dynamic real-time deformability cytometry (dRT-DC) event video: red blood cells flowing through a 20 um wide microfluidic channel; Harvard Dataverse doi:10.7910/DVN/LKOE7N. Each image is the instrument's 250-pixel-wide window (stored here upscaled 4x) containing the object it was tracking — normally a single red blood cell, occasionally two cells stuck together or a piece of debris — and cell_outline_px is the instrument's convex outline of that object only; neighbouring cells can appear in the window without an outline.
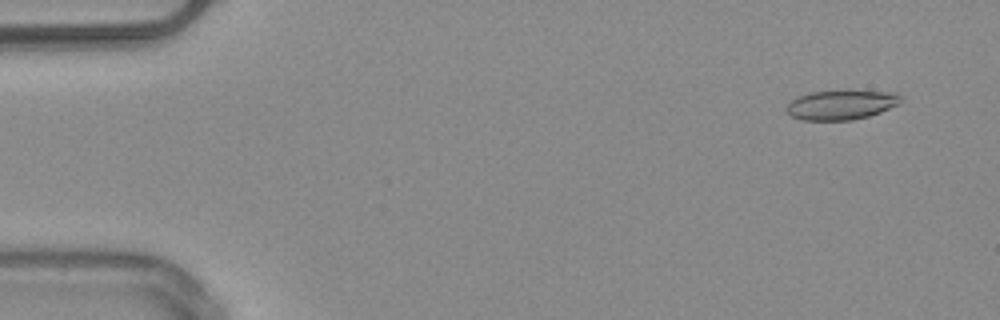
{"species": "common noctule bat (a hibernating species)", "species_latin": "Nyctalus noctula", "temperature_condition": "warm", "stored_images_in_passage": 49, "camera_frame_rate_fps": 3000, "um_per_image_px": 0.085, "animal": {"sex": "male", "body_mass_g": 20.4}, "frame": {"image": 1, "passage_image": 1, "time_ms": 0.0, "image_size_px": [1000, 320], "cell_outline_px": [[904, 100], [900, 104], [880, 112], [868, 116], [852, 120], [804, 120], [792, 116], [784, 108], [792, 100], [808, 92], [844, 88], [896, 92]], "centroid_in_image_um": [71.56, 8.85], "position_along_channel_um": 13.4, "area_um2": 20.52}}
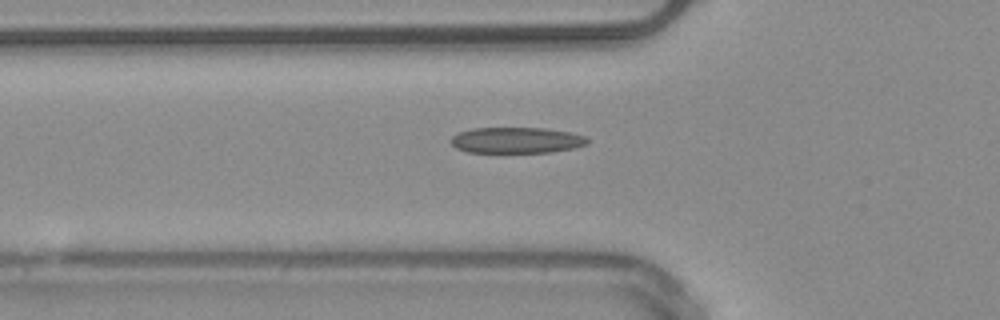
{"frame": {"image": 2, "passage_image": 15, "time_ms": 4.667, "image_size_px": [1000, 320], "cell_outline_px": [[588, 144], [572, 148], [552, 152], [468, 152], [456, 148], [448, 140], [452, 136], [460, 132], [472, 128], [544, 128], [568, 132], [584, 136], [588, 140]], "centroid_in_image_um": [43.86, 11.92], "position_along_channel_um": 81.9, "area_um2": 20.52}, "authors_computed_cell_mechanics": {"area_um2": 20.0566, "velocity_mm_per_s": 4.0398, "shape_relaxation_time_tau1_ms": null, "shape_relaxation_time_tau2_ms": 3.9569, "deformation_change_tau1": null, "deformation_change_tau2": 0.1418}}